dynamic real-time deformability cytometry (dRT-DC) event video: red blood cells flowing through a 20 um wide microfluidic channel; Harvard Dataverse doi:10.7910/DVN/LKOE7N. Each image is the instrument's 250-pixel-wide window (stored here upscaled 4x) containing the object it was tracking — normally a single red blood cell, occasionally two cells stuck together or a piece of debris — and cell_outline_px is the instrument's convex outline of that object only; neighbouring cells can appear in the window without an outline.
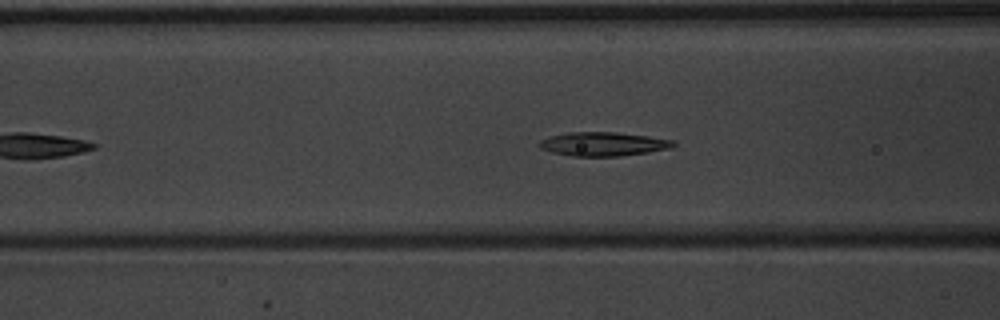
{"species": "common noctule bat (a hibernating species)", "species_latin": "Nyctalus noctula", "temperature_condition": "warm", "stored_images_in_passage": 32, "camera_frame_rate_fps": 3000, "um_per_image_px": 0.085, "animal": {"sex": "male", "body_mass_g": 20.1, "forearm_length_mm": 53.5}, "frame": {"image": 1, "passage_image": 12, "time_ms": 3.667, "image_size_px": [1000, 320], "cell_outline_px": [[676, 144], [672, 148], [648, 152], [620, 156], [572, 156], [552, 152], [540, 148], [536, 144], [540, 140], [548, 136], [568, 132], [616, 132], [648, 136], [672, 140]], "centroid_in_image_um": [51.23, 12.24], "position_along_channel_um": 115.4, "area_um2": 18.73}}
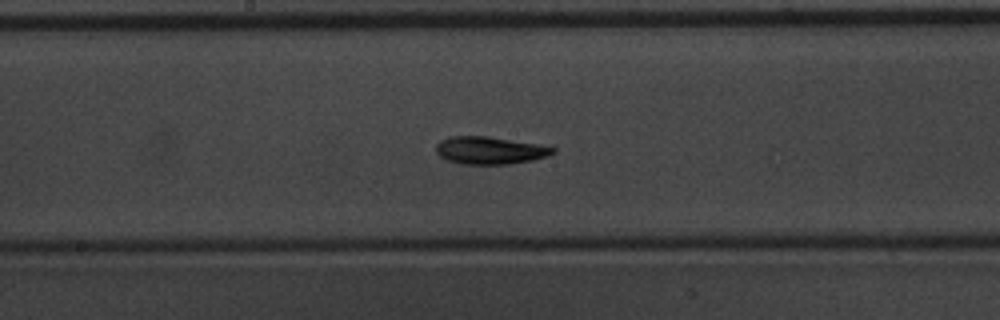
{"frame": {"image": 2, "passage_image": 19, "time_ms": 6.0, "image_size_px": [1000, 320], "cell_outline_px": [[556, 152], [548, 156], [532, 160], [508, 164], [460, 164], [448, 160], [440, 156], [436, 152], [436, 144], [440, 140], [448, 136], [488, 136], [540, 144], [556, 148]], "centroid_in_image_um": [41.64, 12.77], "position_along_channel_um": 206.6, "area_um2": 18.9}}
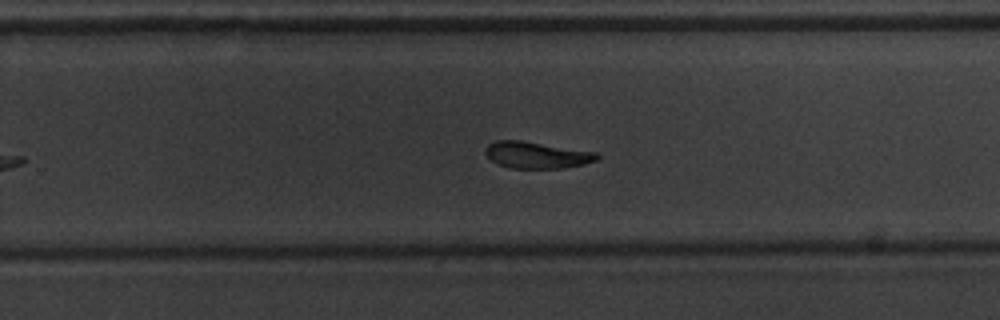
{"frame": {"image": 3, "passage_image": 25, "time_ms": 8.0, "image_size_px": [1000, 320], "cell_outline_px": [[600, 156], [596, 160], [584, 164], [560, 168], [508, 168], [496, 164], [484, 152], [484, 148], [488, 144], [496, 140], [520, 140], [596, 152]], "centroid_in_image_um": [45.57, 13.17], "position_along_channel_um": 284.2, "area_um2": 17.28}, "authors_computed_cell_mechanics": {"area_um2": 18.0336, "velocity_mm_per_s": 3.8997, "shape_relaxation_time_tau1_ms": 3.2172, "shape_relaxation_time_tau2_ms": 6.5084, "deformation_change_tau1": 0.1615, "deformation_change_tau2": 0.138}}